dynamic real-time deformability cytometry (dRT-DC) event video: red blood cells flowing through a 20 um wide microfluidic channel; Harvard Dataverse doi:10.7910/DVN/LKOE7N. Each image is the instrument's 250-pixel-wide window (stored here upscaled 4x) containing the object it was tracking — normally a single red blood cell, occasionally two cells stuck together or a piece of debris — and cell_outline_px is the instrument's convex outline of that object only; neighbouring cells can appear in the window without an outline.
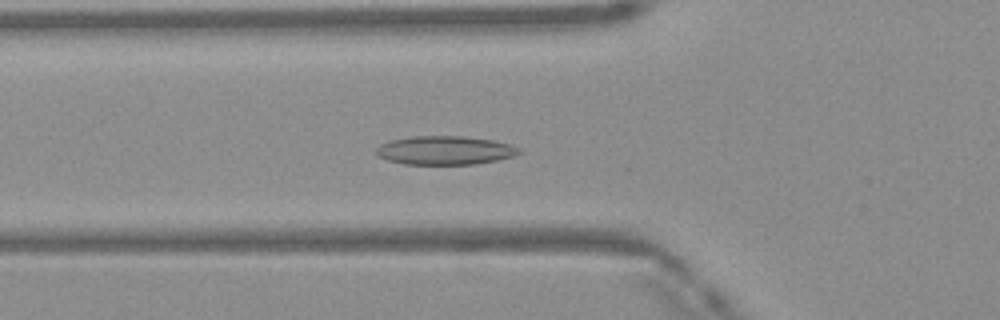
{"species": "Egyptian fruit bat (a non-hibernating species)", "species_latin": "Rousettus aegyptiacus", "temperature_condition": "warm", "stored_images_in_passage": 50, "camera_frame_rate_fps": 3000, "um_per_image_px": 0.085, "frame": {"image": 1, "passage_image": 17, "time_ms": 5.333, "image_size_px": [1000, 320], "cell_outline_px": [[520, 152], [512, 156], [496, 160], [472, 164], [404, 164], [388, 160], [380, 156], [376, 152], [376, 148], [380, 144], [392, 140], [412, 136], [464, 136], [492, 140], [512, 144], [520, 148]], "centroid_in_image_um": [37.82, 12.77], "position_along_channel_um": 88.0, "area_um2": 23.7}}
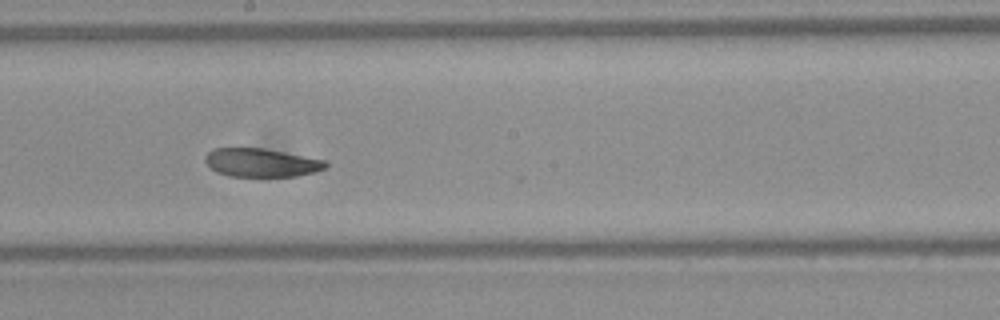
{"frame": {"image": 2, "passage_image": 27, "time_ms": 8.667, "image_size_px": [1000, 320], "cell_outline_px": [[328, 164], [324, 168], [316, 172], [296, 176], [228, 176], [216, 172], [204, 160], [204, 156], [208, 152], [216, 148], [264, 148], [328, 160]], "centroid_in_image_um": [22.24, 13.82], "position_along_channel_um": 226.0, "area_um2": 20.06}}
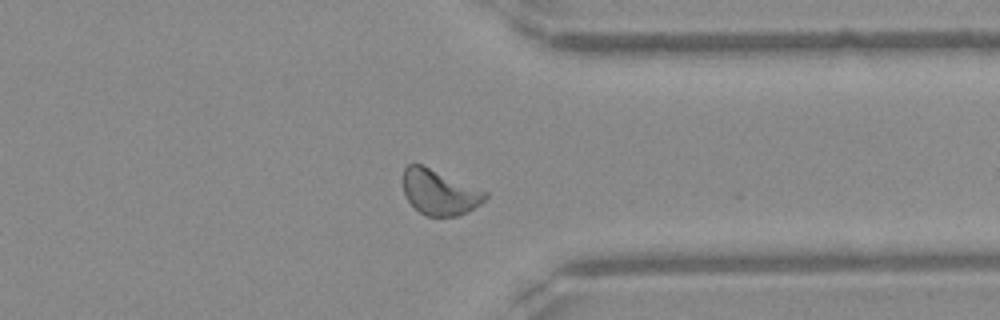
{"frame": {"image": 3, "passage_image": 38, "time_ms": 12.333, "image_size_px": [1000, 320], "cell_outline_px": [[488, 196], [480, 204], [468, 212], [460, 216], [428, 216], [420, 212], [408, 200], [404, 192], [404, 168], [408, 164], [420, 164], [488, 192]], "centroid_in_image_um": [37.38, 16.36], "position_along_channel_um": 374.0, "area_um2": 21.33}, "authors_computed_cell_mechanics": {"area_um2": 22.253, "velocity_mm_per_s": 4.1228, "shape_relaxation_time_tau1_ms": 10.3009, "shape_relaxation_time_tau2_ms": 3.7385, "deformation_change_tau1": 0.1963, "deformation_change_tau2": 0.0952}}